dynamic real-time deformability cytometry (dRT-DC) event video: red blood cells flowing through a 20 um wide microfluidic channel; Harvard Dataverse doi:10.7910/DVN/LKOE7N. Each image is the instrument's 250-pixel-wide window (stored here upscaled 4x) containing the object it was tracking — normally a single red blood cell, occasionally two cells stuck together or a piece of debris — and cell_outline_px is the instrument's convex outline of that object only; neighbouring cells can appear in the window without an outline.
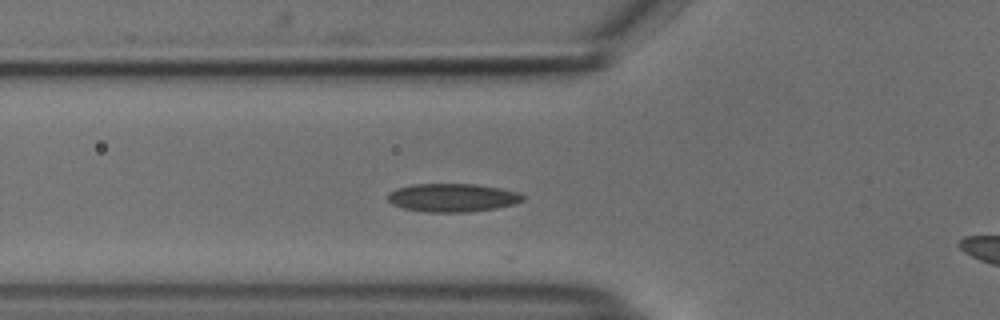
{"species": "common noctule bat (a hibernating species)", "species_latin": "Nyctalus noctula", "temperature_condition": "cold", "stored_images_in_passage": 33, "camera_frame_rate_fps": 3000, "um_per_image_px": 0.085, "animal": {"sex": "male", "body_mass_g": 18.8}, "frame": {"image": 1, "passage_image": 4, "time_ms": 1.0, "image_size_px": [1000, 320], "cell_outline_px": [[524, 200], [516, 204], [496, 208], [468, 212], [428, 212], [404, 208], [392, 204], [388, 200], [388, 192], [396, 188], [412, 184], [476, 184], [500, 188], [516, 192], [524, 196]], "centroid_in_image_um": [38.45, 16.8], "position_along_channel_um": 87.3, "area_um2": 22.31}}
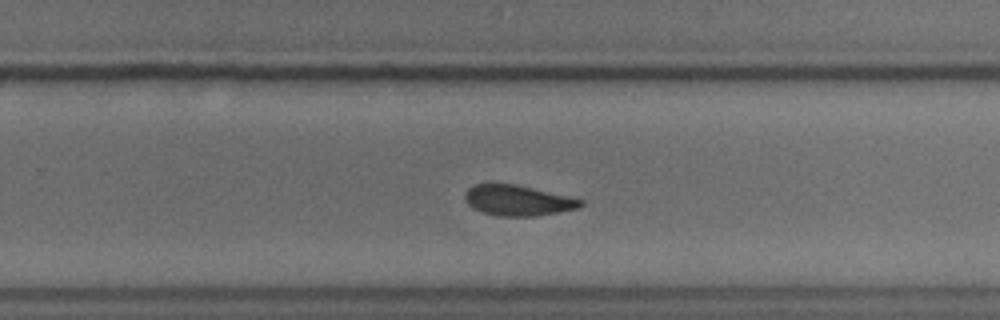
{"frame": {"image": 2, "passage_image": 20, "time_ms": 6.333, "image_size_px": [1000, 320], "cell_outline_px": [[584, 204], [580, 208], [560, 212], [536, 216], [500, 216], [484, 212], [472, 208], [464, 200], [464, 192], [468, 188], [476, 184], [516, 184], [580, 196], [584, 200]], "centroid_in_image_um": [44.14, 17.02], "position_along_channel_um": 285.7, "area_um2": 21.33}}
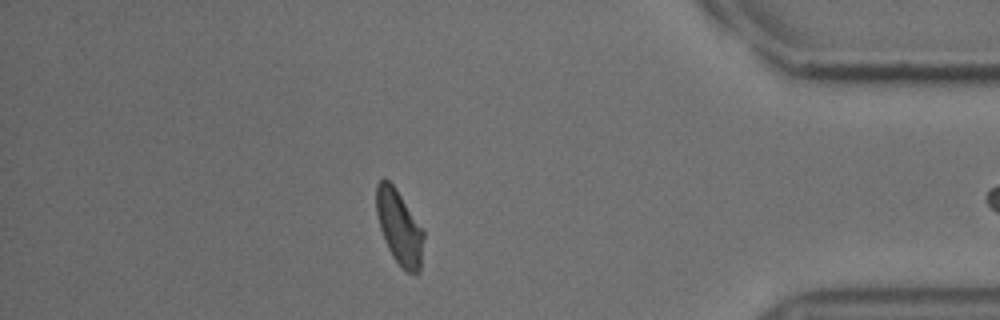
{"frame": {"image": 3, "passage_image": 32, "time_ms": 10.333, "image_size_px": [1000, 320], "cell_outline_px": [[424, 236], [420, 272], [408, 272], [400, 268], [392, 256], [384, 240], [380, 228], [376, 212], [376, 184], [384, 176], [392, 184], [424, 228]], "centroid_in_image_um": [33.94, 19.32], "position_along_channel_um": 401.3, "area_um2": 20.69}}